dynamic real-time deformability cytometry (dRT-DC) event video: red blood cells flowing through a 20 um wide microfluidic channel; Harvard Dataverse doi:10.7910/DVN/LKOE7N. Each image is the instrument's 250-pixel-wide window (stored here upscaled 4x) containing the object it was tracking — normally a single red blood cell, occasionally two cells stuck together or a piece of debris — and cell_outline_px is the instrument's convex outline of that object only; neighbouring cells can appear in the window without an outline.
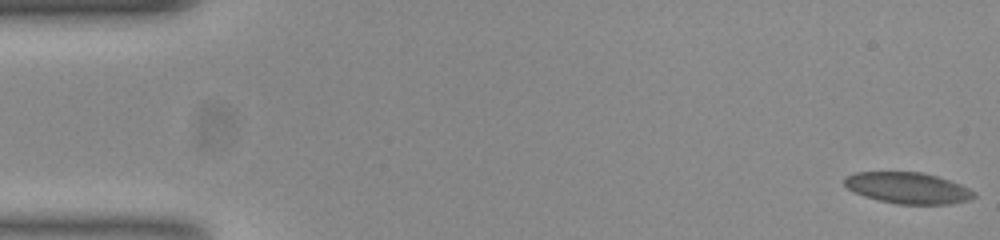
{"species": "common noctule bat (a hibernating species)", "species_latin": "Nyctalus noctula", "temperature_condition": "room temperature", "stored_images_in_passage": 54, "camera_frame_rate_fps": 3000, "um_per_image_px": 0.085, "animal": {"sex": "female", "body_mass_g": 23.0, "forearm_length_mm": 53.4}, "frame": {"image": 1, "passage_image": 1, "time_ms": 0.0, "image_size_px": [1000, 240], "cell_outline_px": [[976, 196], [968, 200], [948, 204], [900, 204], [880, 200], [864, 196], [848, 188], [844, 184], [844, 176], [856, 172], [920, 172], [936, 176], [960, 184], [976, 192]], "centroid_in_image_um": [77.16, 15.97], "position_along_channel_um": 7.8, "area_um2": 23.35}}
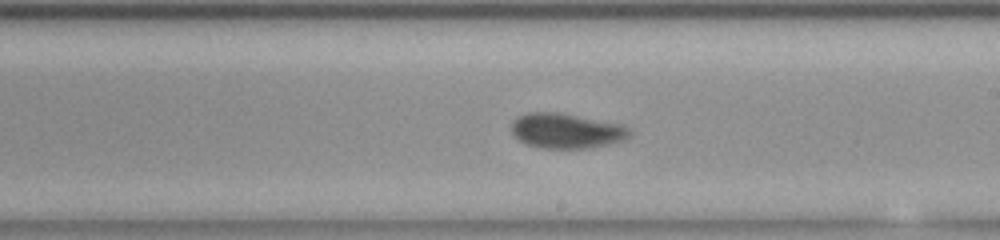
{"frame": {"image": 2, "passage_image": 31, "time_ms": 10.0, "image_size_px": [1000, 240], "cell_outline_px": [[632, 136], [608, 144], [588, 148], [540, 148], [528, 144], [520, 140], [512, 132], [512, 124], [520, 116], [528, 112], [560, 112], [624, 124], [632, 128]], "centroid_in_image_um": [48.22, 11.11], "position_along_channel_um": 240.8, "area_um2": 24.16}}
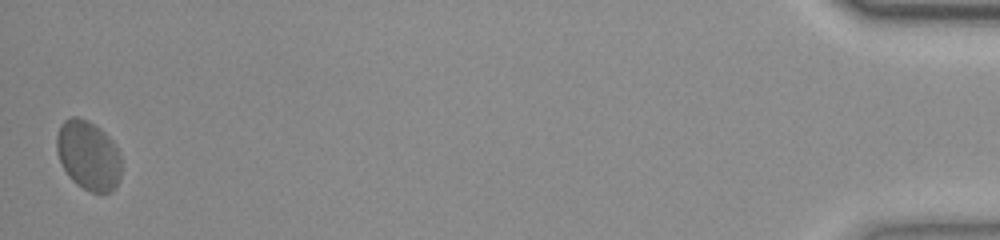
{"frame": {"image": 3, "passage_image": 54, "time_ms": 17.667, "image_size_px": [1000, 240], "cell_outline_px": [[120, 180], [116, 188], [112, 192], [92, 192], [76, 184], [68, 176], [60, 160], [56, 148], [56, 136], [60, 124], [64, 120], [72, 116], [76, 116], [88, 120], [100, 128], [112, 140], [120, 156]], "centroid_in_image_um": [7.5, 13.2], "position_along_channel_um": 427.7, "area_um2": 26.24}, "authors_computed_cell_mechanics": {"area_um2": 23.6691, "velocity_mm_per_s": 3.7142, "shape_relaxation_time_tau1_ms": 3.8402, "shape_relaxation_time_tau2_ms": 1.1818, "deformation_change_tau1": 0.117, "deformation_change_tau2": 0.0512}}